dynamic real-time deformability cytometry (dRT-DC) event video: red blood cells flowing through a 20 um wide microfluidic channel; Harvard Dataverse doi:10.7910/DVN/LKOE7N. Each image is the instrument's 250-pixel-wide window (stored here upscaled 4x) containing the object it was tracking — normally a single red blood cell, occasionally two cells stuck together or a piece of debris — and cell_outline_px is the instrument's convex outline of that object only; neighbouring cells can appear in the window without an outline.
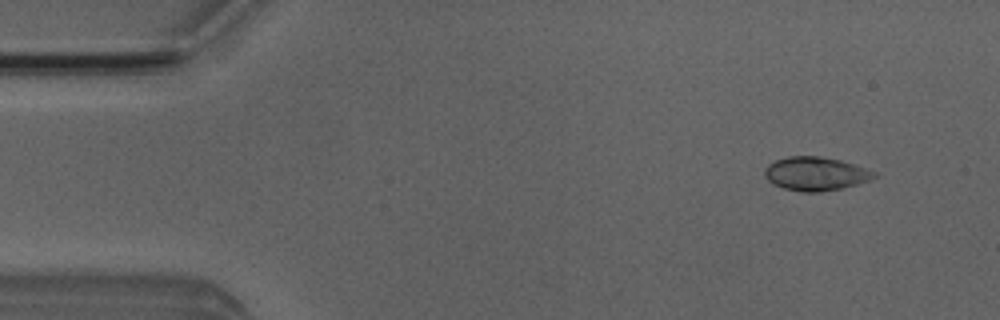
{"species": "Egyptian fruit bat (a non-hibernating species)", "species_latin": "Rousettus aegyptiacus", "temperature_condition": "room temperature", "stored_images_in_passage": 5, "camera_frame_rate_fps": 3000, "um_per_image_px": 0.085, "animal": {"sex": "male"}, "frame": {"image": 1, "passage_image": 1, "time_ms": 0.0, "image_size_px": [1000, 320], "cell_outline_px": [[876, 176], [868, 180], [856, 184], [840, 188], [820, 192], [804, 192], [784, 188], [772, 184], [764, 176], [764, 168], [768, 164], [776, 160], [788, 156], [820, 156], [840, 160], [876, 172]], "centroid_in_image_um": [69.27, 14.76], "position_along_channel_um": 15.7, "area_um2": 21.27}}